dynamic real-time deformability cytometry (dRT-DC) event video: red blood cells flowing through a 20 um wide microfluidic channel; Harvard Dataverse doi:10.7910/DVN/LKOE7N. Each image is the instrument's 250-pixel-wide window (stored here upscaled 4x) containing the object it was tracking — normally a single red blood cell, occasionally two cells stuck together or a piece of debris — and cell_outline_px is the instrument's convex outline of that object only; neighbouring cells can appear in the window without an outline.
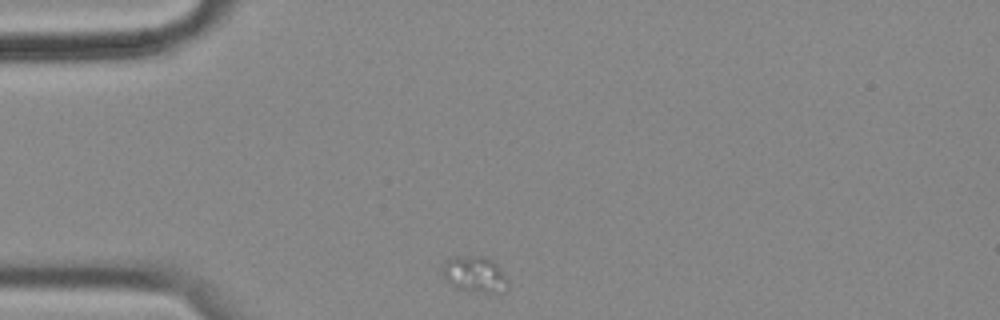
{"species": "common noctule bat (a hibernating species)", "species_latin": "Nyctalus noctula", "temperature_condition": "cold", "stored_images_in_passage": 9, "camera_frame_rate_fps": 3000, "um_per_image_px": 0.085, "animal": {"sex": "female", "body_mass_g": 18.4}, "frame": {"image": 1, "passage_image": 1, "time_ms": 0.0, "image_size_px": [1000, 320], "cell_outline_px": [[508, 280], [496, 292], [476, 292], [456, 288], [444, 276], [444, 264], [448, 256], [484, 256], [492, 260], [496, 264]], "centroid_in_image_um": [40.29, 23.27], "position_along_channel_um": 44.7, "area_um2": 13.18}}